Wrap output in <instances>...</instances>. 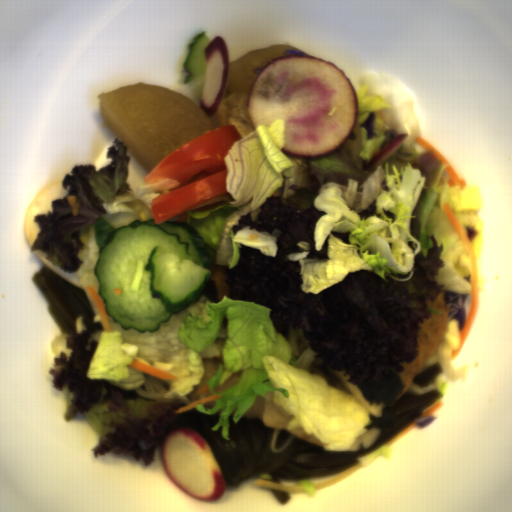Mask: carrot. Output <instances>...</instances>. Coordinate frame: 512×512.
Segmentation results:
<instances>
[{
	"mask_svg": "<svg viewBox=\"0 0 512 512\" xmlns=\"http://www.w3.org/2000/svg\"><path fill=\"white\" fill-rule=\"evenodd\" d=\"M252 484L265 489H274L291 493H307V491H305L302 486H286L261 479L254 480Z\"/></svg>",
	"mask_w": 512,
	"mask_h": 512,
	"instance_id": "obj_9",
	"label": "carrot"
},
{
	"mask_svg": "<svg viewBox=\"0 0 512 512\" xmlns=\"http://www.w3.org/2000/svg\"><path fill=\"white\" fill-rule=\"evenodd\" d=\"M127 366H131L137 370L146 372V373L156 376L162 380H175L177 378L169 372L148 366L145 363L139 362L135 359H132V363Z\"/></svg>",
	"mask_w": 512,
	"mask_h": 512,
	"instance_id": "obj_8",
	"label": "carrot"
},
{
	"mask_svg": "<svg viewBox=\"0 0 512 512\" xmlns=\"http://www.w3.org/2000/svg\"><path fill=\"white\" fill-rule=\"evenodd\" d=\"M414 142L420 144L424 149L432 151L433 156L436 157L442 164H448L445 168L450 179L447 181L448 186H459L460 189L466 186L465 180L459 177L449 160L443 156L436 148H434L428 141H426L421 135L415 139Z\"/></svg>",
	"mask_w": 512,
	"mask_h": 512,
	"instance_id": "obj_5",
	"label": "carrot"
},
{
	"mask_svg": "<svg viewBox=\"0 0 512 512\" xmlns=\"http://www.w3.org/2000/svg\"><path fill=\"white\" fill-rule=\"evenodd\" d=\"M221 397H223V396H219V395H214V394H213V395H211V396H209V397H206V398H202V399L196 400V401L192 402L191 404H189V405H187V406L180 407L179 409H177V410H175V411H173V412H174V414H180V413H182V412H185V411H187V410H190V409H192V408H195V407L197 406V404H198V403L203 405V403H207V402L215 401V400H217V399H219V398H221Z\"/></svg>",
	"mask_w": 512,
	"mask_h": 512,
	"instance_id": "obj_11",
	"label": "carrot"
},
{
	"mask_svg": "<svg viewBox=\"0 0 512 512\" xmlns=\"http://www.w3.org/2000/svg\"><path fill=\"white\" fill-rule=\"evenodd\" d=\"M209 390H210V388H209V385L207 384V385H206V386H204L202 389H200L198 392H196V395H197V394H204V393H207Z\"/></svg>",
	"mask_w": 512,
	"mask_h": 512,
	"instance_id": "obj_13",
	"label": "carrot"
},
{
	"mask_svg": "<svg viewBox=\"0 0 512 512\" xmlns=\"http://www.w3.org/2000/svg\"><path fill=\"white\" fill-rule=\"evenodd\" d=\"M85 290L87 294L90 296V298L93 300L99 312L103 331H112L109 321V315L107 314V303L104 301L101 295L97 294L96 290L93 287L87 286L85 287Z\"/></svg>",
	"mask_w": 512,
	"mask_h": 512,
	"instance_id": "obj_6",
	"label": "carrot"
},
{
	"mask_svg": "<svg viewBox=\"0 0 512 512\" xmlns=\"http://www.w3.org/2000/svg\"><path fill=\"white\" fill-rule=\"evenodd\" d=\"M204 55L206 71L199 108L210 118L217 113L228 85L229 49L224 39L218 35L206 45Z\"/></svg>",
	"mask_w": 512,
	"mask_h": 512,
	"instance_id": "obj_3",
	"label": "carrot"
},
{
	"mask_svg": "<svg viewBox=\"0 0 512 512\" xmlns=\"http://www.w3.org/2000/svg\"><path fill=\"white\" fill-rule=\"evenodd\" d=\"M418 426L417 422L414 420L411 423L407 424L404 428H402L398 433H396L393 437H391L385 443L391 446L396 443L398 440L406 436L409 432H411L414 428Z\"/></svg>",
	"mask_w": 512,
	"mask_h": 512,
	"instance_id": "obj_10",
	"label": "carrot"
},
{
	"mask_svg": "<svg viewBox=\"0 0 512 512\" xmlns=\"http://www.w3.org/2000/svg\"><path fill=\"white\" fill-rule=\"evenodd\" d=\"M362 467L363 466H361V464L358 462L357 464L352 466L347 471L341 473L340 475H338L332 479H329L327 481L317 482L315 484H312V486H313L314 490H316V492H318L323 489L338 485L339 483H341L342 481H344L345 479H347L348 477L353 475L355 472L360 470Z\"/></svg>",
	"mask_w": 512,
	"mask_h": 512,
	"instance_id": "obj_7",
	"label": "carrot"
},
{
	"mask_svg": "<svg viewBox=\"0 0 512 512\" xmlns=\"http://www.w3.org/2000/svg\"><path fill=\"white\" fill-rule=\"evenodd\" d=\"M161 461L170 480L190 496L212 502L224 494L225 478L209 443L198 432L181 427L168 431Z\"/></svg>",
	"mask_w": 512,
	"mask_h": 512,
	"instance_id": "obj_2",
	"label": "carrot"
},
{
	"mask_svg": "<svg viewBox=\"0 0 512 512\" xmlns=\"http://www.w3.org/2000/svg\"><path fill=\"white\" fill-rule=\"evenodd\" d=\"M444 404L441 403L440 401L438 403H436L435 405H433L432 407H430L429 409H427L423 414H421L420 416H432L437 410H439Z\"/></svg>",
	"mask_w": 512,
	"mask_h": 512,
	"instance_id": "obj_12",
	"label": "carrot"
},
{
	"mask_svg": "<svg viewBox=\"0 0 512 512\" xmlns=\"http://www.w3.org/2000/svg\"><path fill=\"white\" fill-rule=\"evenodd\" d=\"M442 208L444 213L448 216L450 222L455 227L458 236L460 239L463 240L465 248L469 254V257L471 259L472 264V271H471V304L468 312V316L465 322L464 329L460 331V346L458 349H454L450 353L451 359H454L456 356L459 355L460 351L462 350L466 339L468 337V334L472 328L474 319L476 317L477 311H478V266H477V258L474 253V250L460 224L458 221L456 215L454 214L451 206L448 204V202H443Z\"/></svg>",
	"mask_w": 512,
	"mask_h": 512,
	"instance_id": "obj_4",
	"label": "carrot"
},
{
	"mask_svg": "<svg viewBox=\"0 0 512 512\" xmlns=\"http://www.w3.org/2000/svg\"><path fill=\"white\" fill-rule=\"evenodd\" d=\"M247 109L255 129L283 119L281 150L302 159L332 154L358 120L350 79L333 63L309 55L269 61L252 86Z\"/></svg>",
	"mask_w": 512,
	"mask_h": 512,
	"instance_id": "obj_1",
	"label": "carrot"
}]
</instances>
